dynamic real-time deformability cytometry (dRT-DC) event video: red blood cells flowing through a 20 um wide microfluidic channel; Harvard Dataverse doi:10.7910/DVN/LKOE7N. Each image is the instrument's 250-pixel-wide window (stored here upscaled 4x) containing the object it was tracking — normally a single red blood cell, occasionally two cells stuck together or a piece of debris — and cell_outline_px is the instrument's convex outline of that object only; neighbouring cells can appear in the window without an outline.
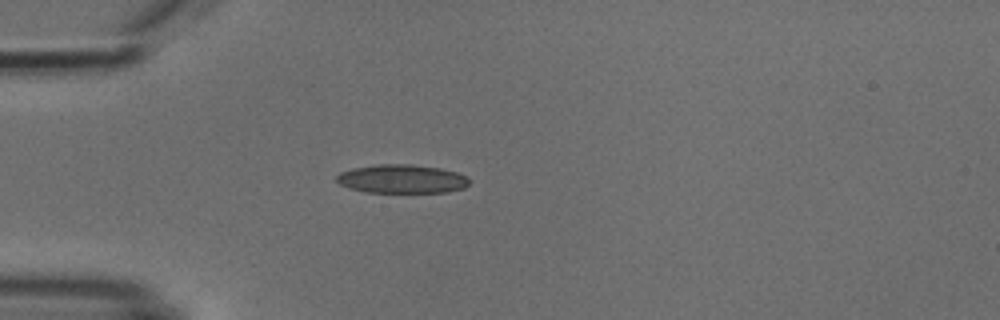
{"species": "common noctule bat (a hibernating species)", "species_latin": "Nyctalus noctula", "temperature_condition": "cold", "stored_images_in_passage": 4, "camera_frame_rate_fps": 3000, "um_per_image_px": 0.085, "animal": {"sex": "male", "body_mass_g": 18.8}, "frame": {"image": 1, "passage_image": 4, "time_ms": 3.333, "image_size_px": [1000, 320], "cell_outline_px": [[468, 184], [464, 188], [448, 192], [364, 192], [348, 188], [340, 184], [336, 180], [336, 176], [340, 172], [352, 168], [380, 164], [412, 164], [440, 168], [456, 172], [464, 176], [468, 180]], "centroid_in_image_um": [34.12, 15.21], "position_along_channel_um": 50.9, "area_um2": 22.14}}